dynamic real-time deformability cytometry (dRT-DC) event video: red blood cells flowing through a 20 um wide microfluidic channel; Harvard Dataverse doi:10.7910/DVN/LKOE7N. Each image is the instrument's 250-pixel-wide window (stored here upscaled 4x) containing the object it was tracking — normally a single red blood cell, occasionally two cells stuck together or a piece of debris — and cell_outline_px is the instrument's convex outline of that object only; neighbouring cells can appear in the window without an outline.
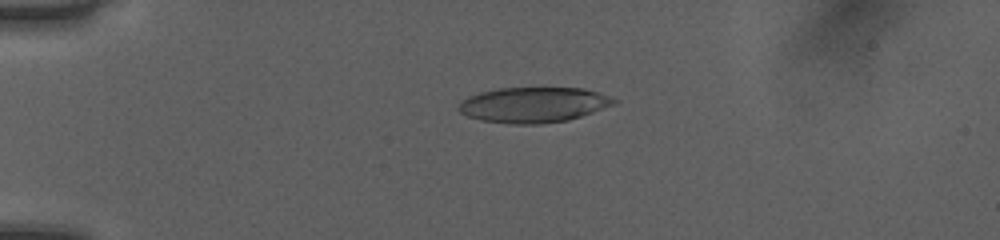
{"species": "human", "species_latin": "Homo sapiens", "temperature_condition": "room temperature", "stored_images_in_passage": 39, "camera_frame_rate_fps": 3000, "um_per_image_px": 0.085, "donor": {"sex": "female"}, "frame": {"image": 1, "passage_image": 1, "time_ms": 0.0, "image_size_px": [1000, 240], "cell_outline_px": [[620, 100], [616, 104], [568, 120], [540, 124], [512, 124], [480, 120], [468, 116], [460, 112], [456, 108], [468, 96], [480, 92], [500, 88], [584, 88]], "centroid_in_image_um": [45.35, 8.91], "position_along_channel_um": 39.7, "area_um2": 31.91}}
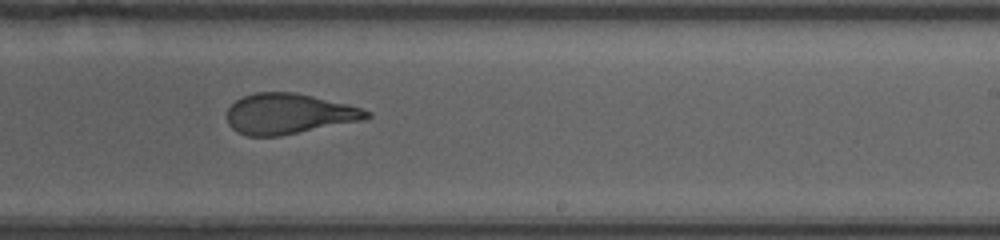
{"frame": {"image": 2, "passage_image": 21, "time_ms": 6.667, "image_size_px": [1000, 240], "cell_outline_px": [[372, 116], [364, 120], [280, 136], [248, 136], [236, 132], [228, 124], [228, 108], [236, 100], [244, 96], [256, 92], [292, 92], [312, 96], [348, 104], [372, 112]], "centroid_in_image_um": [24.56, 9.68], "position_along_channel_um": 264.4, "area_um2": 32.89}}
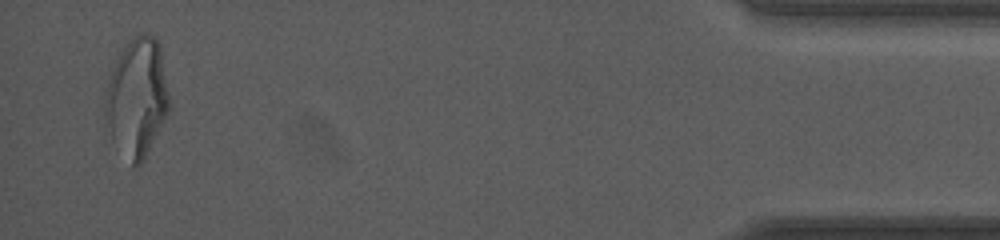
{"frame": {"image": 3, "passage_image": 38, "time_ms": 12.333, "image_size_px": [1000, 240], "cell_outline_px": [[168, 112], [140, 164], [136, 168], [132, 168], [112, 140], [104, 116], [104, 96], [108, 80], [116, 60], [128, 40], [132, 36], [140, 32], [148, 32], [160, 44], [168, 96]], "centroid_in_image_um": [11.6, 8.28], "position_along_channel_um": 423.6, "area_um2": 44.04}, "authors_computed_cell_mechanics": {"area_um2": 33.8708, "velocity_mm_per_s": 4.0714, "shape_relaxation_time_tau1_ms": null, "shape_relaxation_time_tau2_ms": 1.511, "deformation_change_tau1": null, "deformation_change_tau2": 0.1074}}